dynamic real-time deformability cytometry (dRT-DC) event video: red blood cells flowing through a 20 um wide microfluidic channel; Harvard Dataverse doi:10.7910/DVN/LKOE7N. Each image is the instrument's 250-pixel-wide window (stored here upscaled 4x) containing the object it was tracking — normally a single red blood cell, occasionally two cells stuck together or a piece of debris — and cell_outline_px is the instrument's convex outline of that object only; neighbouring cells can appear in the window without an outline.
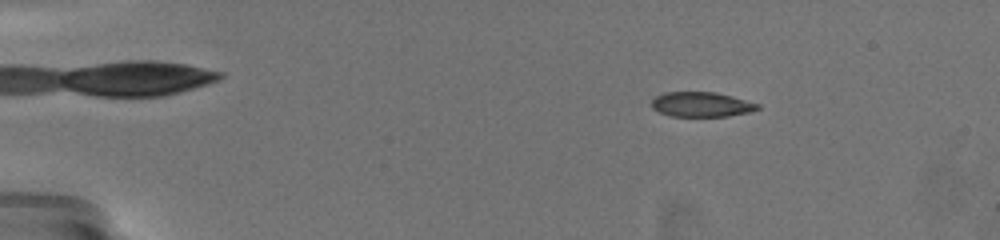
{"species": "common noctule bat (a hibernating species)", "species_latin": "Nyctalus noctula", "temperature_condition": "warm", "stored_images_in_passage": 55, "camera_frame_rate_fps": 3000, "um_per_image_px": 0.085, "animal": {"sex": "female", "body_mass_g": 19.5, "forearm_length_mm": 54.1}, "frame": {"image": 1, "passage_image": 5, "time_ms": 1.333, "image_size_px": [1000, 240], "cell_outline_px": [[760, 108], [748, 112], [728, 116], [672, 116], [660, 112], [652, 108], [652, 100], [656, 96], [664, 92], [716, 92], [732, 96], [760, 104]], "centroid_in_image_um": [59.62, 8.87], "position_along_channel_um": 25.4, "area_um2": 15.26}}
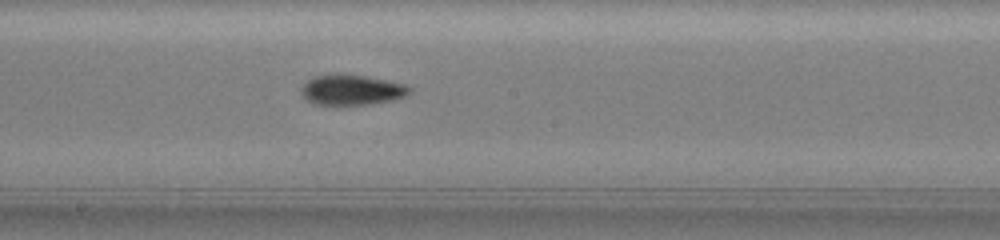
{"frame": {"image": 2, "passage_image": 30, "time_ms": 9.667, "image_size_px": [1000, 240], "cell_outline_px": [[412, 92], [404, 96], [392, 100], [368, 104], [340, 108], [312, 104], [304, 96], [304, 84], [308, 80], [316, 76], [364, 76], [404, 84], [412, 88]], "centroid_in_image_um": [29.92, 7.72], "position_along_channel_um": 218.3, "area_um2": 18.96}}
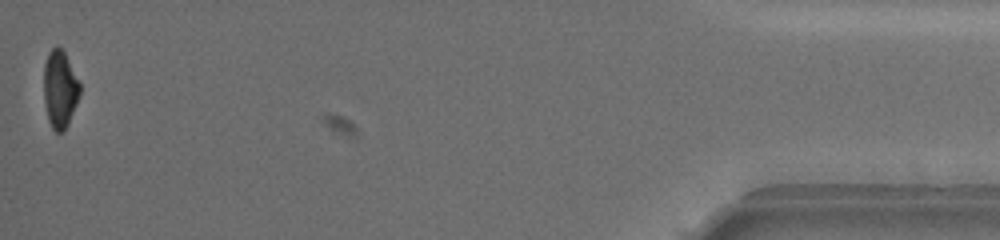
{"frame": {"image": 3, "passage_image": 55, "time_ms": 18.0, "image_size_px": [1000, 240], "cell_outline_px": [[80, 96], [68, 124], [64, 132], [56, 132], [52, 128], [48, 120], [44, 100], [44, 64], [48, 52], [56, 44], [64, 52], [80, 84]], "centroid_in_image_um": [5.09, 7.59], "position_along_channel_um": 430.1, "area_um2": 16.3}, "authors_computed_cell_mechanics": {"area_um2": 17.3978, "velocity_mm_per_s": 3.5537, "shape_relaxation_time_tau1_ms": 3.6708, "shape_relaxation_time_tau2_ms": 5.2674, "deformation_change_tau1": 0.156, "deformation_change_tau2": 0.1028}}